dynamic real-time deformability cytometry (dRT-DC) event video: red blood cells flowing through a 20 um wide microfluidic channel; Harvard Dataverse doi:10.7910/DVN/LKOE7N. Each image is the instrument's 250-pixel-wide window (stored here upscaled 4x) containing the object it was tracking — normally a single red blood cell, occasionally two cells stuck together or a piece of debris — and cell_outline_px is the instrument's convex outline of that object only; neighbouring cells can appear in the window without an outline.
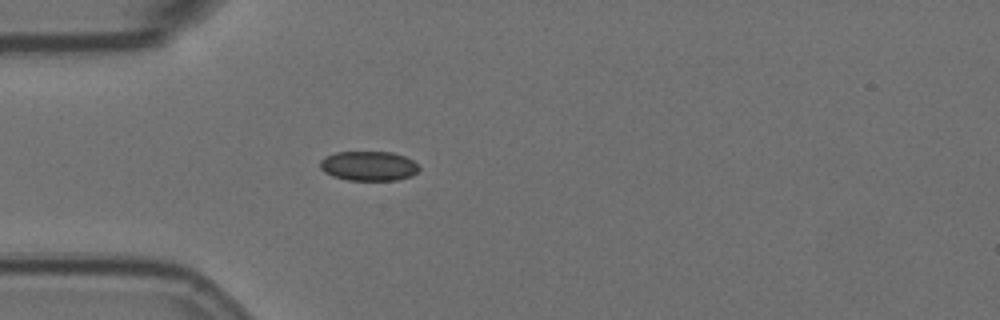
{"species": "Egyptian fruit bat (a non-hibernating species)", "species_latin": "Rousettus aegyptiacus", "temperature_condition": "room temperature", "stored_images_in_passage": 1, "camera_frame_rate_fps": 3000, "um_per_image_px": 0.085, "animal": {"sex": "female"}, "frame": {"image": 1, "passage_image": 1, "time_ms": 0.0, "image_size_px": [1000, 320], "cell_outline_px": [[420, 168], [412, 176], [396, 180], [348, 180], [332, 176], [324, 172], [320, 168], [320, 160], [336, 152], [392, 152], [404, 156], [412, 160]], "centroid_in_image_um": [31.33, 14.11], "position_along_channel_um": 53.7, "area_um2": 16.99}}